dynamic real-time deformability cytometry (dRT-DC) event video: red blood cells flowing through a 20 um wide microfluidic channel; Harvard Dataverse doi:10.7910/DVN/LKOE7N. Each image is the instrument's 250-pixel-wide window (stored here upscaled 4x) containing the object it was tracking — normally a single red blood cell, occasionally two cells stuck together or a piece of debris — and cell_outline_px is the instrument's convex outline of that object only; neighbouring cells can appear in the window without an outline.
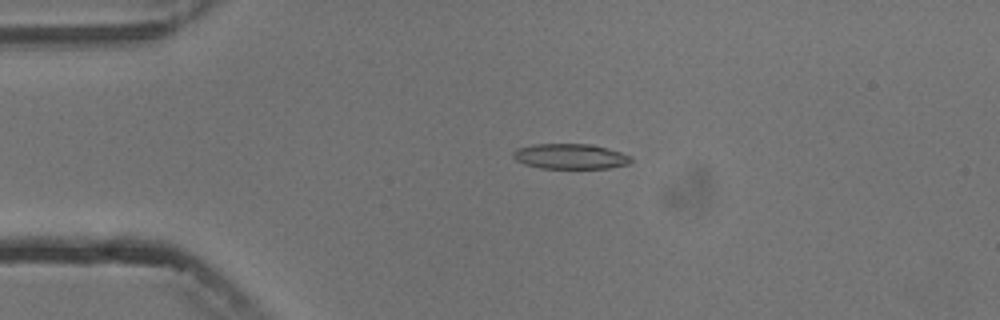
{"species": "common noctule bat (a hibernating species)", "species_latin": "Nyctalus noctula", "temperature_condition": "cold", "stored_images_in_passage": 3, "camera_frame_rate_fps": 3000, "um_per_image_px": 0.085, "animal": {"sex": "male", "body_mass_g": 13.3}, "frame": {"image": 1, "passage_image": 2, "time_ms": 1.333, "image_size_px": [1000, 320], "cell_outline_px": [[632, 160], [628, 164], [608, 168], [540, 168], [524, 164], [516, 160], [512, 156], [512, 152], [516, 148], [532, 144], [592, 144], [620, 152], [632, 156]], "centroid_in_image_um": [48.44, 13.29], "position_along_channel_um": 36.6, "area_um2": 17.4}}